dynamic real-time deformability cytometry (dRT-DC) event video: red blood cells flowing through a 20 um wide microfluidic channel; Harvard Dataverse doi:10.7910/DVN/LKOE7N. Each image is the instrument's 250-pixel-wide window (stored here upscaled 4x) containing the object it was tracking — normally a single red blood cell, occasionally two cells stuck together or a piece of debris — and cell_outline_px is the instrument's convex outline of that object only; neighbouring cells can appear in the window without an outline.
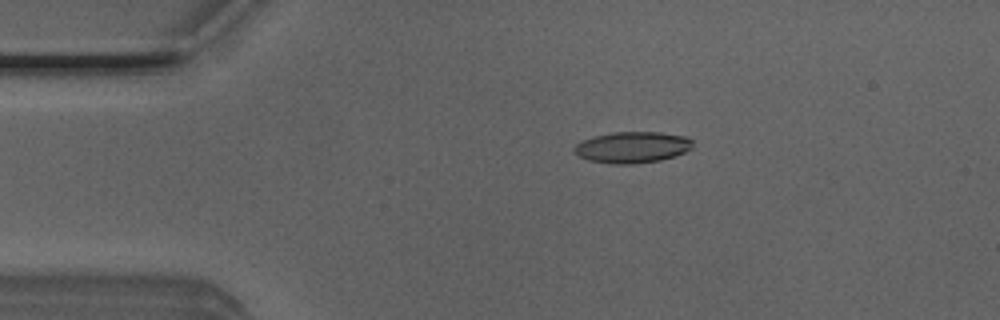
{"species": "Egyptian fruit bat (a non-hibernating species)", "species_latin": "Rousettus aegyptiacus", "temperature_condition": "room temperature", "stored_images_in_passage": 7, "camera_frame_rate_fps": 3000, "um_per_image_px": 0.085, "animal": {"sex": "male"}, "frame": {"image": 1, "passage_image": 1, "time_ms": 0.0, "image_size_px": [1000, 320], "cell_outline_px": [[692, 148], [684, 152], [660, 160], [632, 164], [612, 164], [588, 160], [572, 152], [572, 148], [580, 140], [592, 136], [612, 132], [660, 132], [684, 136], [692, 140]], "centroid_in_image_um": [53.68, 12.51], "position_along_channel_um": 31.3, "area_um2": 21.68}}